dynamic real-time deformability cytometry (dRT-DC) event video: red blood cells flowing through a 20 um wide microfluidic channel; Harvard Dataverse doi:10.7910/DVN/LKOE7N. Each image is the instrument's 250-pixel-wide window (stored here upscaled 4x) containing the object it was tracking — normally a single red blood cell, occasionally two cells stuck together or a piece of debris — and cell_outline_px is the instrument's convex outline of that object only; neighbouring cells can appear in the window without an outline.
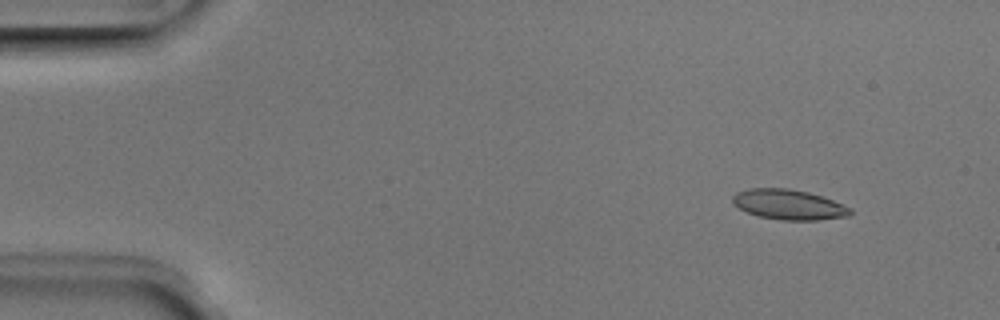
{"species": "Egyptian fruit bat (a non-hibernating species)", "species_latin": "Rousettus aegyptiacus", "temperature_condition": "room temperature", "stored_images_in_passage": 4, "camera_frame_rate_fps": 3000, "um_per_image_px": 0.085, "animal": {"sex": "male"}, "frame": {"image": 1, "passage_image": 2, "time_ms": 0.333, "image_size_px": [1000, 320], "cell_outline_px": [[852, 212], [848, 216], [820, 220], [780, 220], [760, 216], [748, 212], [740, 208], [732, 200], [732, 196], [736, 192], [752, 188], [788, 188], [808, 192], [832, 200], [852, 208]], "centroid_in_image_um": [67.06, 17.39], "position_along_channel_um": 17.9, "area_um2": 20.46}}